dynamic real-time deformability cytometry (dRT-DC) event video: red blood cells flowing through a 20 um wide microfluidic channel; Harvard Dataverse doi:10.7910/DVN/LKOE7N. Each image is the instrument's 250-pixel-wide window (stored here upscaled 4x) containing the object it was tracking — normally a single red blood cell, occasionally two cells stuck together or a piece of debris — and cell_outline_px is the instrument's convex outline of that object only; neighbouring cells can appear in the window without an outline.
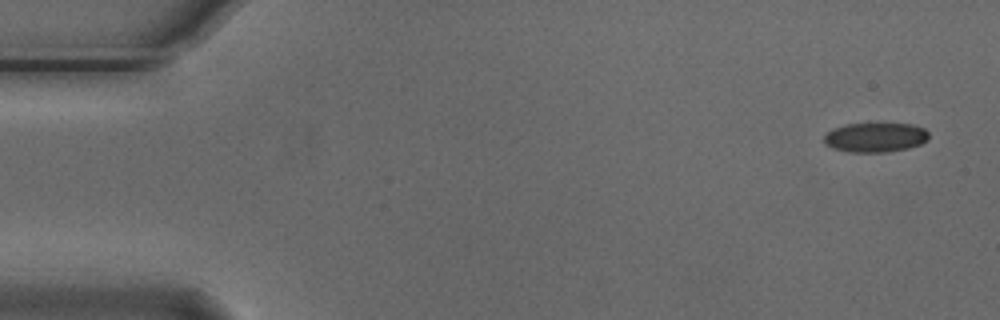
{"species": "Egyptian fruit bat (a non-hibernating species)", "species_latin": "Rousettus aegyptiacus", "temperature_condition": "cold", "stored_images_in_passage": 8, "camera_frame_rate_fps": 3000, "um_per_image_px": 0.085, "animal": {"sex": "male"}, "frame": {"image": 1, "passage_image": 1, "time_ms": 0.0, "image_size_px": [1000, 320], "cell_outline_px": [[928, 140], [920, 144], [908, 148], [888, 152], [848, 152], [832, 148], [824, 144], [824, 136], [832, 128], [844, 124], [912, 124], [924, 128], [928, 132]], "centroid_in_image_um": [74.38, 11.68], "position_along_channel_um": 10.6, "area_um2": 18.09}}
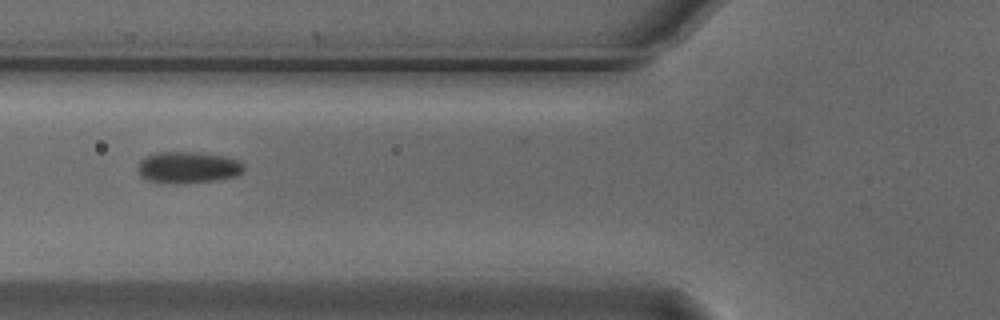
{"frame": {"image": 2, "passage_image": 6, "time_ms": 1.667, "image_size_px": [1000, 320], "cell_outline_px": [[244, 172], [236, 176], [216, 180], [184, 184], [164, 184], [148, 180], [140, 176], [136, 168], [140, 160], [144, 156], [152, 152], [196, 152], [224, 156], [236, 160], [244, 164]], "centroid_in_image_um": [15.92, 14.24], "position_along_channel_um": 109.9, "area_um2": 20.0}}
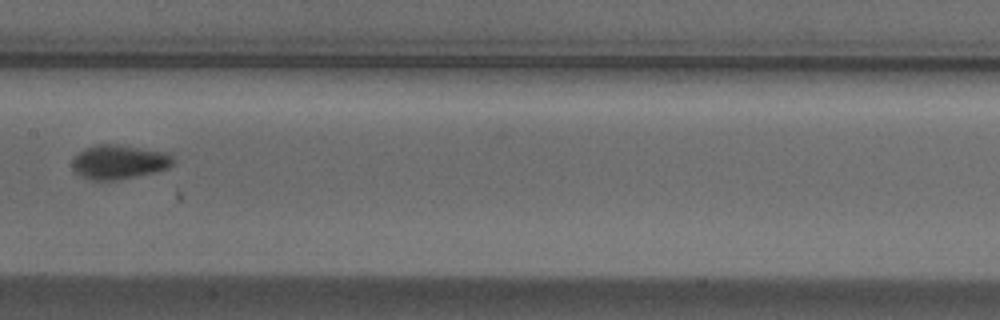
{"frame": {"image": 3, "passage_image": 8, "time_ms": 2.333, "image_size_px": [1000, 320], "cell_outline_px": [[176, 160], [168, 168], [156, 172], [116, 180], [92, 180], [80, 176], [72, 172], [72, 160], [84, 148], [96, 144], [120, 144], [172, 152]], "centroid_in_image_um": [10.16, 13.75], "position_along_channel_um": 197.2, "area_um2": 20.69}}